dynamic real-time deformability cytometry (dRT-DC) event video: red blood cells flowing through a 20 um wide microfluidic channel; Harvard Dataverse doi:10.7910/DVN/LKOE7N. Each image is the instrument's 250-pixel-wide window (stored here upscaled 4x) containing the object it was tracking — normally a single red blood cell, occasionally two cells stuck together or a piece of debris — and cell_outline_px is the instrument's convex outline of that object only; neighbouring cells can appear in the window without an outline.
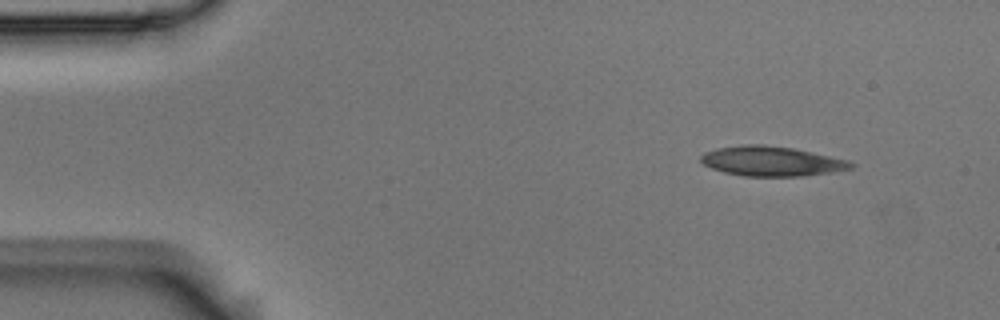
{"species": "Egyptian fruit bat (a non-hibernating species)", "species_latin": "Rousettus aegyptiacus", "temperature_condition": "room temperature", "stored_images_in_passage": 9, "camera_frame_rate_fps": 3000, "um_per_image_px": 0.085, "animal": {"sex": "male"}, "frame": {"image": 1, "passage_image": 1, "time_ms": 0.0, "image_size_px": [1000, 320], "cell_outline_px": [[856, 164], [852, 168], [832, 172], [800, 176], [744, 176], [724, 172], [712, 168], [704, 164], [700, 160], [700, 156], [704, 152], [716, 148], [744, 144], [764, 144], [792, 148], [812, 152], [848, 160]], "centroid_in_image_um": [65.57, 13.69], "position_along_channel_um": 19.4, "area_um2": 26.01}}
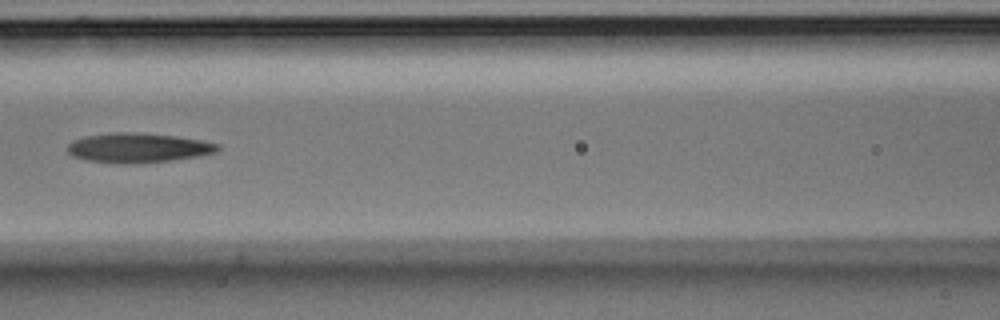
{"frame": {"image": 2, "passage_image": 6, "time_ms": 1.667, "image_size_px": [1000, 320], "cell_outline_px": [[220, 148], [216, 152], [200, 156], [172, 160], [124, 164], [84, 160], [72, 156], [68, 152], [68, 144], [72, 140], [84, 136], [108, 132], [132, 132], [176, 136], [204, 140], [220, 144]], "centroid_in_image_um": [11.73, 12.55], "position_along_channel_um": 154.9, "area_um2": 26.13}}
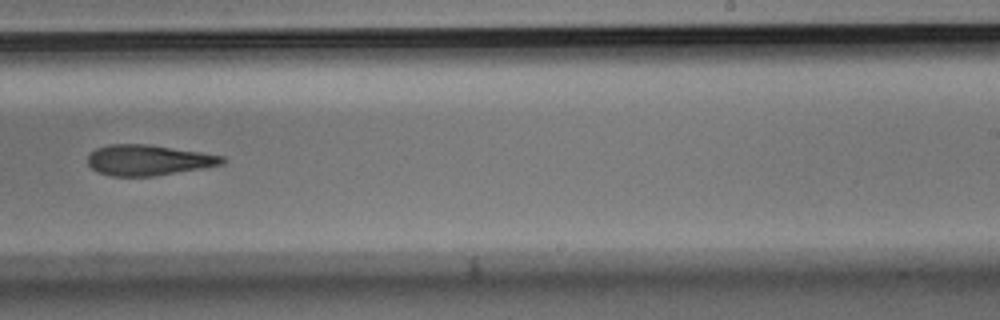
{"frame": {"image": 3, "passage_image": 9, "time_ms": 2.667, "image_size_px": [1000, 320], "cell_outline_px": [[228, 160], [224, 164], [204, 168], [156, 176], [112, 176], [96, 172], [88, 164], [88, 156], [96, 148], [108, 144], [148, 144], [200, 152], [224, 156]], "centroid_in_image_um": [12.64, 13.61], "position_along_channel_um": 276.4, "area_um2": 24.16}}